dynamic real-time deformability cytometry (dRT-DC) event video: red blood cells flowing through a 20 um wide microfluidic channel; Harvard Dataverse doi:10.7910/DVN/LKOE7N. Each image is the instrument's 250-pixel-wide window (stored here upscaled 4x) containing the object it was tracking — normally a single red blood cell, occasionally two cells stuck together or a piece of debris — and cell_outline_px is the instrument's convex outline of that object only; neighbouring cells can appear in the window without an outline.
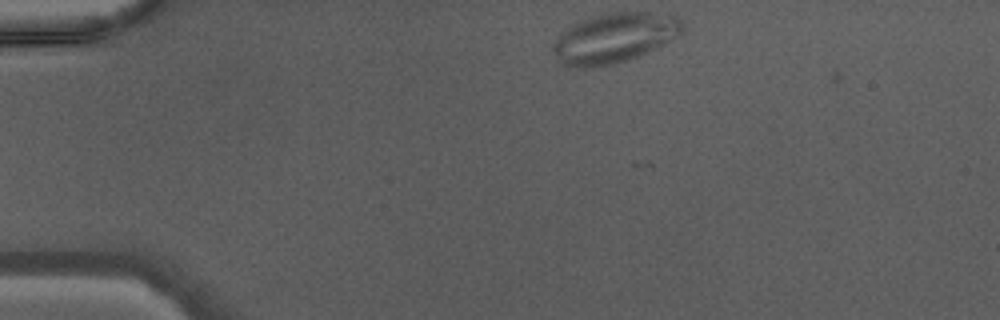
{"species": "Egyptian fruit bat (a non-hibernating species)", "species_latin": "Rousettus aegyptiacus", "temperature_condition": "warm", "stored_images_in_passage": 15, "camera_frame_rate_fps": 3000, "um_per_image_px": 0.085, "animal": {"sex": "male"}, "frame": {"image": 1, "passage_image": 1, "time_ms": 0.0, "image_size_px": [1000, 320], "cell_outline_px": [[684, 28], [676, 36], [628, 60], [612, 64], [592, 68], [576, 68], [560, 64], [552, 48], [552, 44], [572, 24], [580, 20], [592, 16], [612, 12], [648, 12], [676, 16], [684, 24]], "centroid_in_image_um": [52.16, 3.23], "position_along_channel_um": 32.8, "area_um2": 37.05}}